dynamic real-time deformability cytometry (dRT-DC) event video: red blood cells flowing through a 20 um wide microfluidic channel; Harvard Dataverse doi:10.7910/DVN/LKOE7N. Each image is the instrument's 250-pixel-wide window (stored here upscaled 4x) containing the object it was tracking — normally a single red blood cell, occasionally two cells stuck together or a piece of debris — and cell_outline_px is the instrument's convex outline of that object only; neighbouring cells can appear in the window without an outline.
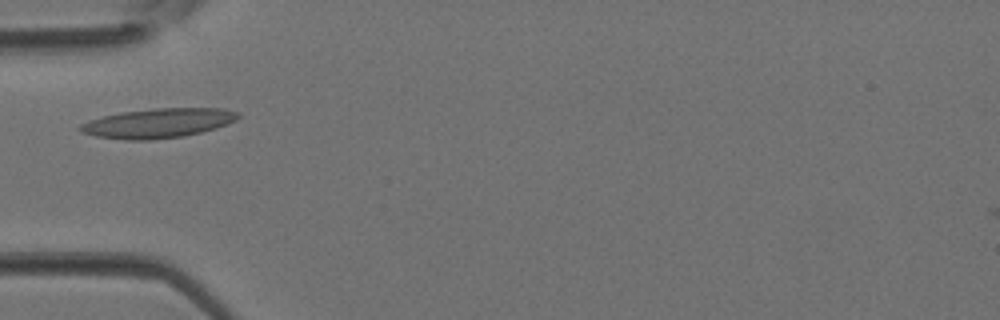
{"species": "Egyptian fruit bat (a non-hibernating species)", "species_latin": "Rousettus aegyptiacus", "temperature_condition": "room temperature", "stored_images_in_passage": 2, "camera_frame_rate_fps": 3000, "um_per_image_px": 0.085, "animal": {"sex": "female"}, "frame": {"image": 1, "passage_image": 2, "time_ms": 0.333, "image_size_px": [1000, 320], "cell_outline_px": [[240, 116], [236, 120], [228, 124], [216, 128], [184, 136], [152, 140], [128, 140], [96, 136], [80, 132], [76, 128], [80, 124], [88, 120], [120, 112], [156, 108], [224, 108], [240, 112]], "centroid_in_image_um": [13.44, 10.46], "position_along_channel_um": 71.6, "area_um2": 27.34}}